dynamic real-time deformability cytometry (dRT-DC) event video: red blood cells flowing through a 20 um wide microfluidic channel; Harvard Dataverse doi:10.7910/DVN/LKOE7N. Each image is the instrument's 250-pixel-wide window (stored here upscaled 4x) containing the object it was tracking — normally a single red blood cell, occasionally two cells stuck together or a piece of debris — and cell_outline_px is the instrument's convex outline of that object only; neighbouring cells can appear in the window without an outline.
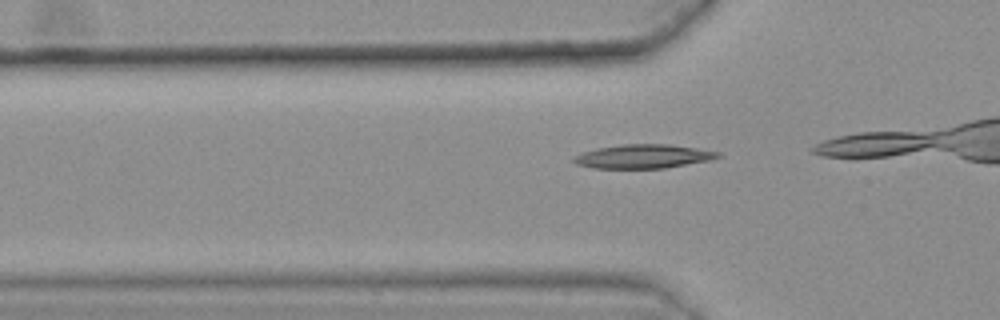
{"species": "common noctule bat (a hibernating species)", "species_latin": "Nyctalus noctula", "temperature_condition": "warm", "stored_images_in_passage": 21, "camera_frame_rate_fps": 3000, "um_per_image_px": 0.085, "animal": {"sex": "female", "body_mass_g": 25.1}, "frame": {"image": 1, "passage_image": 12, "time_ms": 3.667, "image_size_px": [1000, 320], "cell_outline_px": [[720, 156], [708, 160], [664, 168], [592, 168], [576, 164], [572, 160], [576, 156], [584, 152], [596, 148], [624, 144], [668, 144], [696, 148], [720, 152]], "centroid_in_image_um": [54.65, 13.29], "position_along_channel_um": 71.2, "area_um2": 19.77}}